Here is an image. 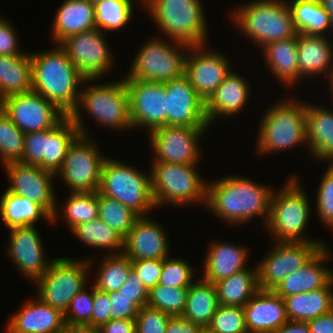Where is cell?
Masks as SVG:
<instances>
[{"label": "cell", "instance_id": "6da1fadb", "mask_svg": "<svg viewBox=\"0 0 333 333\" xmlns=\"http://www.w3.org/2000/svg\"><path fill=\"white\" fill-rule=\"evenodd\" d=\"M273 188L240 175H226L207 182L206 210L230 225H244L253 218H269Z\"/></svg>", "mask_w": 333, "mask_h": 333}, {"label": "cell", "instance_id": "7a4b0ae2", "mask_svg": "<svg viewBox=\"0 0 333 333\" xmlns=\"http://www.w3.org/2000/svg\"><path fill=\"white\" fill-rule=\"evenodd\" d=\"M30 57L32 91L41 94L66 116H70L77 107L80 86L86 84L85 78L59 44H55L51 50L31 51Z\"/></svg>", "mask_w": 333, "mask_h": 333}, {"label": "cell", "instance_id": "3957f363", "mask_svg": "<svg viewBox=\"0 0 333 333\" xmlns=\"http://www.w3.org/2000/svg\"><path fill=\"white\" fill-rule=\"evenodd\" d=\"M97 79H85L82 85L77 107L69 116L83 136L91 137L82 116V111L95 119L101 126L116 131L132 129L130 119L129 93L125 79L116 82H104L93 85ZM91 83V84H90ZM89 84V86H87ZM87 86V87H86ZM86 127V128H85Z\"/></svg>", "mask_w": 333, "mask_h": 333}, {"label": "cell", "instance_id": "277c9868", "mask_svg": "<svg viewBox=\"0 0 333 333\" xmlns=\"http://www.w3.org/2000/svg\"><path fill=\"white\" fill-rule=\"evenodd\" d=\"M298 179L291 175L280 189L273 191L266 232L275 242H323L304 235L312 205Z\"/></svg>", "mask_w": 333, "mask_h": 333}, {"label": "cell", "instance_id": "5b68a950", "mask_svg": "<svg viewBox=\"0 0 333 333\" xmlns=\"http://www.w3.org/2000/svg\"><path fill=\"white\" fill-rule=\"evenodd\" d=\"M275 102L262 114L255 148L257 155L282 152L307 143V102L298 97Z\"/></svg>", "mask_w": 333, "mask_h": 333}, {"label": "cell", "instance_id": "8992f818", "mask_svg": "<svg viewBox=\"0 0 333 333\" xmlns=\"http://www.w3.org/2000/svg\"><path fill=\"white\" fill-rule=\"evenodd\" d=\"M168 39L189 46L207 45V23L202 0H139Z\"/></svg>", "mask_w": 333, "mask_h": 333}, {"label": "cell", "instance_id": "52a82bcc", "mask_svg": "<svg viewBox=\"0 0 333 333\" xmlns=\"http://www.w3.org/2000/svg\"><path fill=\"white\" fill-rule=\"evenodd\" d=\"M235 8L230 13L235 28L259 48L297 35L287 0H251Z\"/></svg>", "mask_w": 333, "mask_h": 333}, {"label": "cell", "instance_id": "ba28073f", "mask_svg": "<svg viewBox=\"0 0 333 333\" xmlns=\"http://www.w3.org/2000/svg\"><path fill=\"white\" fill-rule=\"evenodd\" d=\"M198 165L152 162L151 190L159 209L161 205L191 206L206 204L207 182L197 169Z\"/></svg>", "mask_w": 333, "mask_h": 333}, {"label": "cell", "instance_id": "9c48e42d", "mask_svg": "<svg viewBox=\"0 0 333 333\" xmlns=\"http://www.w3.org/2000/svg\"><path fill=\"white\" fill-rule=\"evenodd\" d=\"M98 192L116 199L139 216H148L151 210L157 209L152 196L150 171L143 172L109 156L102 166Z\"/></svg>", "mask_w": 333, "mask_h": 333}, {"label": "cell", "instance_id": "30bf717a", "mask_svg": "<svg viewBox=\"0 0 333 333\" xmlns=\"http://www.w3.org/2000/svg\"><path fill=\"white\" fill-rule=\"evenodd\" d=\"M163 36L150 38L142 45L124 79L165 83L185 75L190 46Z\"/></svg>", "mask_w": 333, "mask_h": 333}, {"label": "cell", "instance_id": "8fae6325", "mask_svg": "<svg viewBox=\"0 0 333 333\" xmlns=\"http://www.w3.org/2000/svg\"><path fill=\"white\" fill-rule=\"evenodd\" d=\"M93 259L55 257L48 270L35 283L36 297L53 308L66 312L72 298L85 288ZM88 274V275H87Z\"/></svg>", "mask_w": 333, "mask_h": 333}, {"label": "cell", "instance_id": "7c38bea8", "mask_svg": "<svg viewBox=\"0 0 333 333\" xmlns=\"http://www.w3.org/2000/svg\"><path fill=\"white\" fill-rule=\"evenodd\" d=\"M92 137L80 135L69 147L61 168L56 173L70 192H97L102 166L106 160Z\"/></svg>", "mask_w": 333, "mask_h": 333}, {"label": "cell", "instance_id": "4fadbf2b", "mask_svg": "<svg viewBox=\"0 0 333 333\" xmlns=\"http://www.w3.org/2000/svg\"><path fill=\"white\" fill-rule=\"evenodd\" d=\"M257 266L259 290L273 291L288 275L308 263L326 242H274Z\"/></svg>", "mask_w": 333, "mask_h": 333}, {"label": "cell", "instance_id": "5bb4252c", "mask_svg": "<svg viewBox=\"0 0 333 333\" xmlns=\"http://www.w3.org/2000/svg\"><path fill=\"white\" fill-rule=\"evenodd\" d=\"M209 128L165 125L148 134L153 162L198 165L202 152L199 141Z\"/></svg>", "mask_w": 333, "mask_h": 333}, {"label": "cell", "instance_id": "9a60e30c", "mask_svg": "<svg viewBox=\"0 0 333 333\" xmlns=\"http://www.w3.org/2000/svg\"><path fill=\"white\" fill-rule=\"evenodd\" d=\"M104 34L106 33L95 28L71 35L59 44L85 79L100 80L115 64Z\"/></svg>", "mask_w": 333, "mask_h": 333}, {"label": "cell", "instance_id": "2e32d148", "mask_svg": "<svg viewBox=\"0 0 333 333\" xmlns=\"http://www.w3.org/2000/svg\"><path fill=\"white\" fill-rule=\"evenodd\" d=\"M0 107L24 134L53 128L66 116L34 91L6 97Z\"/></svg>", "mask_w": 333, "mask_h": 333}, {"label": "cell", "instance_id": "e0dca14e", "mask_svg": "<svg viewBox=\"0 0 333 333\" xmlns=\"http://www.w3.org/2000/svg\"><path fill=\"white\" fill-rule=\"evenodd\" d=\"M9 186L7 192L24 196L41 206L51 217L60 203L53 187L56 174L37 165L21 162L4 166Z\"/></svg>", "mask_w": 333, "mask_h": 333}, {"label": "cell", "instance_id": "ac0fdd59", "mask_svg": "<svg viewBox=\"0 0 333 333\" xmlns=\"http://www.w3.org/2000/svg\"><path fill=\"white\" fill-rule=\"evenodd\" d=\"M206 46H190L185 65V76L204 102L232 71L231 60L225 53L210 51Z\"/></svg>", "mask_w": 333, "mask_h": 333}, {"label": "cell", "instance_id": "d6986e66", "mask_svg": "<svg viewBox=\"0 0 333 333\" xmlns=\"http://www.w3.org/2000/svg\"><path fill=\"white\" fill-rule=\"evenodd\" d=\"M125 84L129 93L132 130L141 126L149 133L165 126V83L125 79Z\"/></svg>", "mask_w": 333, "mask_h": 333}, {"label": "cell", "instance_id": "ffe728a7", "mask_svg": "<svg viewBox=\"0 0 333 333\" xmlns=\"http://www.w3.org/2000/svg\"><path fill=\"white\" fill-rule=\"evenodd\" d=\"M9 230L6 253L14 263L19 274L32 282L41 277L53 259L45 255L43 240L35 226L14 227Z\"/></svg>", "mask_w": 333, "mask_h": 333}, {"label": "cell", "instance_id": "44dd1931", "mask_svg": "<svg viewBox=\"0 0 333 333\" xmlns=\"http://www.w3.org/2000/svg\"><path fill=\"white\" fill-rule=\"evenodd\" d=\"M166 125L209 128L205 102L184 75L165 82Z\"/></svg>", "mask_w": 333, "mask_h": 333}, {"label": "cell", "instance_id": "7402d4cb", "mask_svg": "<svg viewBox=\"0 0 333 333\" xmlns=\"http://www.w3.org/2000/svg\"><path fill=\"white\" fill-rule=\"evenodd\" d=\"M150 216H140L123 239V254L130 260L164 259L170 254L169 236Z\"/></svg>", "mask_w": 333, "mask_h": 333}, {"label": "cell", "instance_id": "603a6c76", "mask_svg": "<svg viewBox=\"0 0 333 333\" xmlns=\"http://www.w3.org/2000/svg\"><path fill=\"white\" fill-rule=\"evenodd\" d=\"M34 298L24 301L22 308L8 318L4 333L60 332L65 323L64 313Z\"/></svg>", "mask_w": 333, "mask_h": 333}, {"label": "cell", "instance_id": "cb8c5ba5", "mask_svg": "<svg viewBox=\"0 0 333 333\" xmlns=\"http://www.w3.org/2000/svg\"><path fill=\"white\" fill-rule=\"evenodd\" d=\"M250 83L240 73L232 71L205 102V115L209 125L221 116L229 118L242 113L251 95ZM229 116V117H227Z\"/></svg>", "mask_w": 333, "mask_h": 333}, {"label": "cell", "instance_id": "d4e9b609", "mask_svg": "<svg viewBox=\"0 0 333 333\" xmlns=\"http://www.w3.org/2000/svg\"><path fill=\"white\" fill-rule=\"evenodd\" d=\"M330 252L329 247L325 245L308 263L288 275L273 292L283 299L287 296L325 288L333 280L332 268H326L325 265L327 261L333 259Z\"/></svg>", "mask_w": 333, "mask_h": 333}, {"label": "cell", "instance_id": "484cf974", "mask_svg": "<svg viewBox=\"0 0 333 333\" xmlns=\"http://www.w3.org/2000/svg\"><path fill=\"white\" fill-rule=\"evenodd\" d=\"M299 81L306 78H328L333 82V43L328 36H315L297 33Z\"/></svg>", "mask_w": 333, "mask_h": 333}, {"label": "cell", "instance_id": "4316f807", "mask_svg": "<svg viewBox=\"0 0 333 333\" xmlns=\"http://www.w3.org/2000/svg\"><path fill=\"white\" fill-rule=\"evenodd\" d=\"M202 279L215 284L248 268L249 249L240 244L211 241L207 245Z\"/></svg>", "mask_w": 333, "mask_h": 333}, {"label": "cell", "instance_id": "83f0119b", "mask_svg": "<svg viewBox=\"0 0 333 333\" xmlns=\"http://www.w3.org/2000/svg\"><path fill=\"white\" fill-rule=\"evenodd\" d=\"M243 310L248 333H272L288 321L284 300L273 291L258 290Z\"/></svg>", "mask_w": 333, "mask_h": 333}, {"label": "cell", "instance_id": "f1b7e54d", "mask_svg": "<svg viewBox=\"0 0 333 333\" xmlns=\"http://www.w3.org/2000/svg\"><path fill=\"white\" fill-rule=\"evenodd\" d=\"M306 140L309 154L318 161L333 164V110L306 104Z\"/></svg>", "mask_w": 333, "mask_h": 333}, {"label": "cell", "instance_id": "f546056e", "mask_svg": "<svg viewBox=\"0 0 333 333\" xmlns=\"http://www.w3.org/2000/svg\"><path fill=\"white\" fill-rule=\"evenodd\" d=\"M96 28L94 5L87 0H64L55 13L51 38L60 44L71 35Z\"/></svg>", "mask_w": 333, "mask_h": 333}, {"label": "cell", "instance_id": "4dcf8cb0", "mask_svg": "<svg viewBox=\"0 0 333 333\" xmlns=\"http://www.w3.org/2000/svg\"><path fill=\"white\" fill-rule=\"evenodd\" d=\"M266 65L277 82L292 88L299 84L297 35L288 39L276 40L261 47Z\"/></svg>", "mask_w": 333, "mask_h": 333}, {"label": "cell", "instance_id": "1f68e13d", "mask_svg": "<svg viewBox=\"0 0 333 333\" xmlns=\"http://www.w3.org/2000/svg\"><path fill=\"white\" fill-rule=\"evenodd\" d=\"M289 321L306 322L333 309V280L325 287L283 298Z\"/></svg>", "mask_w": 333, "mask_h": 333}, {"label": "cell", "instance_id": "d6a6232c", "mask_svg": "<svg viewBox=\"0 0 333 333\" xmlns=\"http://www.w3.org/2000/svg\"><path fill=\"white\" fill-rule=\"evenodd\" d=\"M32 91L30 52L0 55V102L6 97Z\"/></svg>", "mask_w": 333, "mask_h": 333}, {"label": "cell", "instance_id": "836d02e7", "mask_svg": "<svg viewBox=\"0 0 333 333\" xmlns=\"http://www.w3.org/2000/svg\"><path fill=\"white\" fill-rule=\"evenodd\" d=\"M196 279L188 288L186 307L181 316L204 329L210 324L219 303L215 285L201 277Z\"/></svg>", "mask_w": 333, "mask_h": 333}, {"label": "cell", "instance_id": "e575fe53", "mask_svg": "<svg viewBox=\"0 0 333 333\" xmlns=\"http://www.w3.org/2000/svg\"><path fill=\"white\" fill-rule=\"evenodd\" d=\"M0 218L8 229L35 226L42 218L49 223L52 220V217L35 202L6 190L0 198Z\"/></svg>", "mask_w": 333, "mask_h": 333}, {"label": "cell", "instance_id": "d590c367", "mask_svg": "<svg viewBox=\"0 0 333 333\" xmlns=\"http://www.w3.org/2000/svg\"><path fill=\"white\" fill-rule=\"evenodd\" d=\"M297 33L327 36L333 33L329 14L319 0H287Z\"/></svg>", "mask_w": 333, "mask_h": 333}, {"label": "cell", "instance_id": "8d00e7d4", "mask_svg": "<svg viewBox=\"0 0 333 333\" xmlns=\"http://www.w3.org/2000/svg\"><path fill=\"white\" fill-rule=\"evenodd\" d=\"M251 268H246L214 284L219 305L244 307L250 301L259 290L257 266Z\"/></svg>", "mask_w": 333, "mask_h": 333}, {"label": "cell", "instance_id": "74e56055", "mask_svg": "<svg viewBox=\"0 0 333 333\" xmlns=\"http://www.w3.org/2000/svg\"><path fill=\"white\" fill-rule=\"evenodd\" d=\"M80 135L69 116H65L55 127L47 129L43 169L56 174L63 164L69 147Z\"/></svg>", "mask_w": 333, "mask_h": 333}, {"label": "cell", "instance_id": "f35d334b", "mask_svg": "<svg viewBox=\"0 0 333 333\" xmlns=\"http://www.w3.org/2000/svg\"><path fill=\"white\" fill-rule=\"evenodd\" d=\"M61 206H63L61 208ZM56 206L52 223L55 225L59 218L66 221L70 230L86 221L95 220L99 216L98 191L97 192H71L64 205ZM60 215V217H59Z\"/></svg>", "mask_w": 333, "mask_h": 333}, {"label": "cell", "instance_id": "ab89813d", "mask_svg": "<svg viewBox=\"0 0 333 333\" xmlns=\"http://www.w3.org/2000/svg\"><path fill=\"white\" fill-rule=\"evenodd\" d=\"M70 231L88 247L101 249L106 255H118L123 252V238L100 218L78 224ZM110 250V251H109Z\"/></svg>", "mask_w": 333, "mask_h": 333}, {"label": "cell", "instance_id": "60d3db41", "mask_svg": "<svg viewBox=\"0 0 333 333\" xmlns=\"http://www.w3.org/2000/svg\"><path fill=\"white\" fill-rule=\"evenodd\" d=\"M99 263L93 286L104 292H117L132 270L131 260L123 253L105 254Z\"/></svg>", "mask_w": 333, "mask_h": 333}, {"label": "cell", "instance_id": "b9f144b4", "mask_svg": "<svg viewBox=\"0 0 333 333\" xmlns=\"http://www.w3.org/2000/svg\"><path fill=\"white\" fill-rule=\"evenodd\" d=\"M133 0H102L94 5L96 28L104 33L126 28L132 18ZM107 31V32H106Z\"/></svg>", "mask_w": 333, "mask_h": 333}, {"label": "cell", "instance_id": "7bdbcfd3", "mask_svg": "<svg viewBox=\"0 0 333 333\" xmlns=\"http://www.w3.org/2000/svg\"><path fill=\"white\" fill-rule=\"evenodd\" d=\"M99 216L123 239L127 236L136 220L140 217L116 199L106 197L98 192Z\"/></svg>", "mask_w": 333, "mask_h": 333}, {"label": "cell", "instance_id": "ee69618b", "mask_svg": "<svg viewBox=\"0 0 333 333\" xmlns=\"http://www.w3.org/2000/svg\"><path fill=\"white\" fill-rule=\"evenodd\" d=\"M25 134L11 121L0 107V159L2 167L22 163Z\"/></svg>", "mask_w": 333, "mask_h": 333}, {"label": "cell", "instance_id": "f6af8a7d", "mask_svg": "<svg viewBox=\"0 0 333 333\" xmlns=\"http://www.w3.org/2000/svg\"><path fill=\"white\" fill-rule=\"evenodd\" d=\"M187 291L188 288L165 287L157 284L149 290L146 306L171 316H181L186 307Z\"/></svg>", "mask_w": 333, "mask_h": 333}, {"label": "cell", "instance_id": "bcb514c9", "mask_svg": "<svg viewBox=\"0 0 333 333\" xmlns=\"http://www.w3.org/2000/svg\"><path fill=\"white\" fill-rule=\"evenodd\" d=\"M207 329L212 333H248L243 307L219 305Z\"/></svg>", "mask_w": 333, "mask_h": 333}, {"label": "cell", "instance_id": "7dc6e473", "mask_svg": "<svg viewBox=\"0 0 333 333\" xmlns=\"http://www.w3.org/2000/svg\"><path fill=\"white\" fill-rule=\"evenodd\" d=\"M194 271L193 265L191 266L188 260L168 256L163 259V268L158 284L165 287L189 288L196 280L194 279L196 274Z\"/></svg>", "mask_w": 333, "mask_h": 333}, {"label": "cell", "instance_id": "c3c4849f", "mask_svg": "<svg viewBox=\"0 0 333 333\" xmlns=\"http://www.w3.org/2000/svg\"><path fill=\"white\" fill-rule=\"evenodd\" d=\"M316 193V211L323 225L333 230V164L329 163Z\"/></svg>", "mask_w": 333, "mask_h": 333}, {"label": "cell", "instance_id": "681fc988", "mask_svg": "<svg viewBox=\"0 0 333 333\" xmlns=\"http://www.w3.org/2000/svg\"><path fill=\"white\" fill-rule=\"evenodd\" d=\"M92 288L91 292H87L85 287L72 298L66 312L64 313L65 322L91 325L94 294L93 285Z\"/></svg>", "mask_w": 333, "mask_h": 333}, {"label": "cell", "instance_id": "f907efd6", "mask_svg": "<svg viewBox=\"0 0 333 333\" xmlns=\"http://www.w3.org/2000/svg\"><path fill=\"white\" fill-rule=\"evenodd\" d=\"M172 316L148 306L142 307L135 319L136 333H165Z\"/></svg>", "mask_w": 333, "mask_h": 333}, {"label": "cell", "instance_id": "816d5d0a", "mask_svg": "<svg viewBox=\"0 0 333 333\" xmlns=\"http://www.w3.org/2000/svg\"><path fill=\"white\" fill-rule=\"evenodd\" d=\"M46 147V130L25 134L22 163L37 165L43 169V156Z\"/></svg>", "mask_w": 333, "mask_h": 333}, {"label": "cell", "instance_id": "f5cc1de1", "mask_svg": "<svg viewBox=\"0 0 333 333\" xmlns=\"http://www.w3.org/2000/svg\"><path fill=\"white\" fill-rule=\"evenodd\" d=\"M131 265L132 270L139 276L148 291L158 284L163 268V259L131 260Z\"/></svg>", "mask_w": 333, "mask_h": 333}, {"label": "cell", "instance_id": "db71d44e", "mask_svg": "<svg viewBox=\"0 0 333 333\" xmlns=\"http://www.w3.org/2000/svg\"><path fill=\"white\" fill-rule=\"evenodd\" d=\"M120 295L132 299V303L140 310L148 301V290L141 282L139 276L131 270L125 283L117 291Z\"/></svg>", "mask_w": 333, "mask_h": 333}, {"label": "cell", "instance_id": "11a10c76", "mask_svg": "<svg viewBox=\"0 0 333 333\" xmlns=\"http://www.w3.org/2000/svg\"><path fill=\"white\" fill-rule=\"evenodd\" d=\"M17 36L14 25L10 24V21L4 17H0V55H22L26 52V50L21 51Z\"/></svg>", "mask_w": 333, "mask_h": 333}, {"label": "cell", "instance_id": "9f6ffc18", "mask_svg": "<svg viewBox=\"0 0 333 333\" xmlns=\"http://www.w3.org/2000/svg\"><path fill=\"white\" fill-rule=\"evenodd\" d=\"M111 300L108 292L94 287L91 325L100 327L111 319Z\"/></svg>", "mask_w": 333, "mask_h": 333}, {"label": "cell", "instance_id": "6f0895ef", "mask_svg": "<svg viewBox=\"0 0 333 333\" xmlns=\"http://www.w3.org/2000/svg\"><path fill=\"white\" fill-rule=\"evenodd\" d=\"M108 294L111 300V319H136L139 309L132 303V299L118 292Z\"/></svg>", "mask_w": 333, "mask_h": 333}, {"label": "cell", "instance_id": "680465c9", "mask_svg": "<svg viewBox=\"0 0 333 333\" xmlns=\"http://www.w3.org/2000/svg\"><path fill=\"white\" fill-rule=\"evenodd\" d=\"M99 329L101 333H136L135 319H110Z\"/></svg>", "mask_w": 333, "mask_h": 333}, {"label": "cell", "instance_id": "91938a15", "mask_svg": "<svg viewBox=\"0 0 333 333\" xmlns=\"http://www.w3.org/2000/svg\"><path fill=\"white\" fill-rule=\"evenodd\" d=\"M202 328L182 316H172L166 326L165 333H200Z\"/></svg>", "mask_w": 333, "mask_h": 333}, {"label": "cell", "instance_id": "94428289", "mask_svg": "<svg viewBox=\"0 0 333 333\" xmlns=\"http://www.w3.org/2000/svg\"><path fill=\"white\" fill-rule=\"evenodd\" d=\"M306 322L310 333H333V309Z\"/></svg>", "mask_w": 333, "mask_h": 333}, {"label": "cell", "instance_id": "6125c7cd", "mask_svg": "<svg viewBox=\"0 0 333 333\" xmlns=\"http://www.w3.org/2000/svg\"><path fill=\"white\" fill-rule=\"evenodd\" d=\"M272 333H310L307 322L287 321Z\"/></svg>", "mask_w": 333, "mask_h": 333}, {"label": "cell", "instance_id": "be15d7a7", "mask_svg": "<svg viewBox=\"0 0 333 333\" xmlns=\"http://www.w3.org/2000/svg\"><path fill=\"white\" fill-rule=\"evenodd\" d=\"M59 333H101L99 327L90 324H73L65 322Z\"/></svg>", "mask_w": 333, "mask_h": 333}, {"label": "cell", "instance_id": "e7e4bbea", "mask_svg": "<svg viewBox=\"0 0 333 333\" xmlns=\"http://www.w3.org/2000/svg\"><path fill=\"white\" fill-rule=\"evenodd\" d=\"M326 12L329 14L333 25V0H319Z\"/></svg>", "mask_w": 333, "mask_h": 333}, {"label": "cell", "instance_id": "03108f58", "mask_svg": "<svg viewBox=\"0 0 333 333\" xmlns=\"http://www.w3.org/2000/svg\"><path fill=\"white\" fill-rule=\"evenodd\" d=\"M90 4H93V5H95V4H97V3H99V2H101L102 0H87Z\"/></svg>", "mask_w": 333, "mask_h": 333}, {"label": "cell", "instance_id": "003e7915", "mask_svg": "<svg viewBox=\"0 0 333 333\" xmlns=\"http://www.w3.org/2000/svg\"><path fill=\"white\" fill-rule=\"evenodd\" d=\"M328 85H330V87H328V88H329V90H330V92H331V94H332V96H333V82H331V83L328 84Z\"/></svg>", "mask_w": 333, "mask_h": 333}, {"label": "cell", "instance_id": "a7ac6f4b", "mask_svg": "<svg viewBox=\"0 0 333 333\" xmlns=\"http://www.w3.org/2000/svg\"><path fill=\"white\" fill-rule=\"evenodd\" d=\"M200 333H212L207 328H204L200 331Z\"/></svg>", "mask_w": 333, "mask_h": 333}]
</instances>
